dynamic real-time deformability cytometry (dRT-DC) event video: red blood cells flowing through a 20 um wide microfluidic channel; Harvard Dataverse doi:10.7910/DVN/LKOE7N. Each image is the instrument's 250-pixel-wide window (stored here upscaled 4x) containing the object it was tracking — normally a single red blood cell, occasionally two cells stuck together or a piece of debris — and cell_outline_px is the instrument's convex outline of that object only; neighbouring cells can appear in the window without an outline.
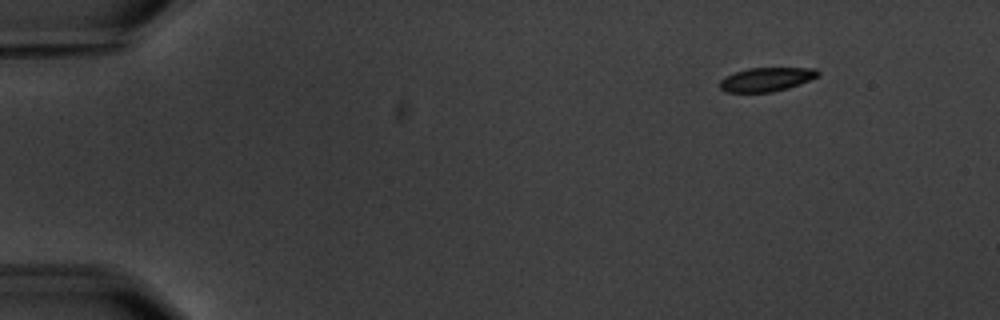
{"species": "common noctule bat (a hibernating species)", "species_latin": "Nyctalus noctula", "temperature_condition": "warm", "stored_images_in_passage": 4, "camera_frame_rate_fps": 3000, "um_per_image_px": 0.085, "animal": {"sex": "male", "body_mass_g": 20.1, "forearm_length_mm": 53.5}, "frame": {"image": 1, "passage_image": 1, "time_ms": 0.0, "image_size_px": [1000, 320], "cell_outline_px": [[820, 76], [800, 84], [788, 88], [772, 92], [724, 92], [720, 88], [720, 80], [724, 76], [748, 68], [816, 68], [820, 72]], "centroid_in_image_um": [65.16, 6.75], "position_along_channel_um": 19.8, "area_um2": 13.76}}
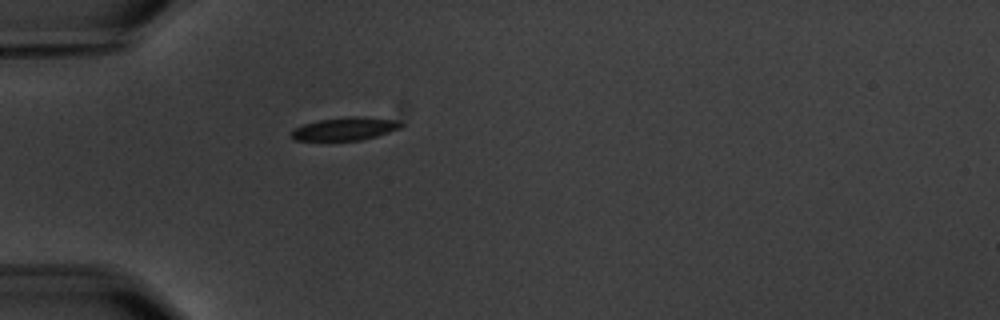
{"frame": {"image": 2, "passage_image": 4, "time_ms": 3.667, "image_size_px": [1000, 320], "cell_outline_px": [[404, 124], [400, 128], [376, 136], [360, 140], [296, 140], [292, 136], [292, 132], [296, 128], [304, 124], [320, 120], [352, 116], [364, 116], [396, 120]], "centroid_in_image_um": [29.38, 10.94], "position_along_channel_um": 55.6, "area_um2": 14.39}}